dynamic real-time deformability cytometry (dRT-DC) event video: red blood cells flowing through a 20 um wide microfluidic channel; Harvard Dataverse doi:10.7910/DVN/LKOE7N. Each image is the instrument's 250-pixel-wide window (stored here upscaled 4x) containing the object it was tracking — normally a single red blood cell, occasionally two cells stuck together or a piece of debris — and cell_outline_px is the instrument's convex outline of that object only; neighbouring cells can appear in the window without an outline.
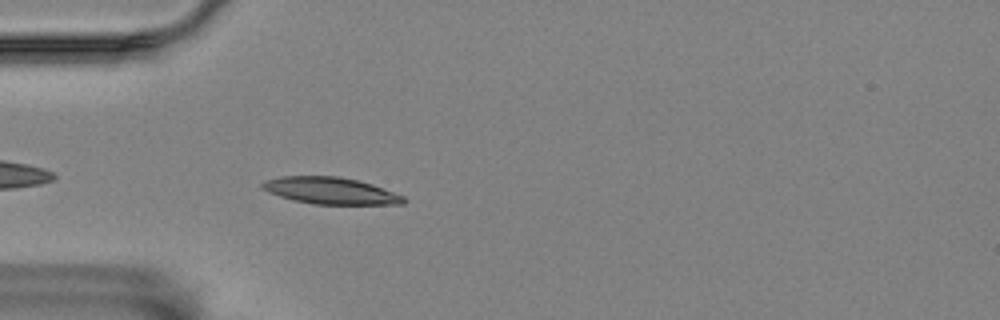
{"species": "Egyptian fruit bat (a non-hibernating species)", "species_latin": "Rousettus aegyptiacus", "temperature_condition": "room temperature", "stored_images_in_passage": 43, "camera_frame_rate_fps": 3000, "um_per_image_px": 0.085, "animal": {"sex": "female"}, "frame": {"image": 1, "passage_image": 3, "time_ms": 0.667, "image_size_px": [1000, 320], "cell_outline_px": [[408, 200], [404, 204], [312, 204], [292, 200], [268, 192], [260, 188], [260, 184], [264, 180], [280, 176], [336, 176], [356, 180], [372, 184], [404, 196]], "centroid_in_image_um": [28.06, 16.21], "position_along_channel_um": 56.9, "area_um2": 22.14}}
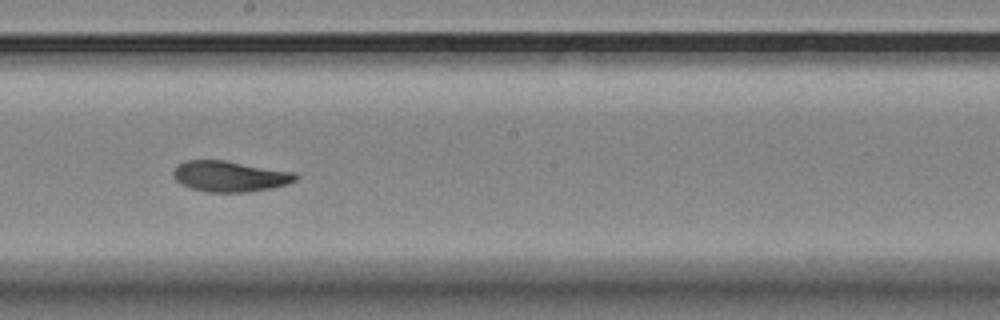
{"frame": {"image": 2, "passage_image": 18, "time_ms": 5.667, "image_size_px": [1000, 320], "cell_outline_px": [[300, 176], [296, 180], [288, 184], [272, 188], [248, 192], [208, 192], [192, 188], [180, 184], [176, 180], [172, 172], [180, 164], [188, 160], [224, 160], [296, 172]], "centroid_in_image_um": [19.59, 14.99], "position_along_channel_um": 228.6, "area_um2": 21.96}}
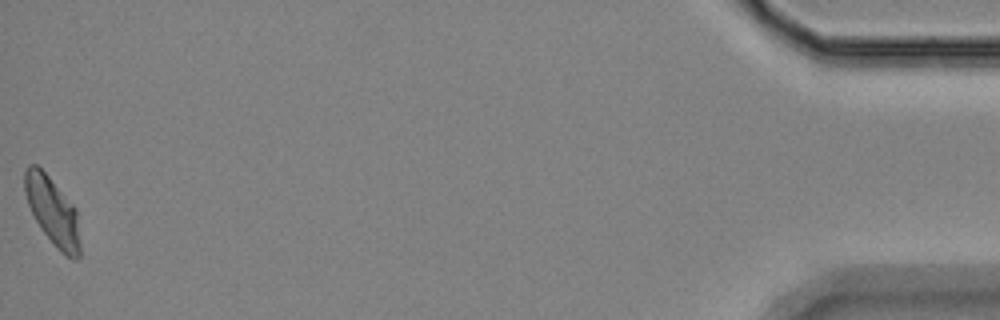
{"frame": {"image": 3, "passage_image": 43, "time_ms": 14.0, "image_size_px": [1000, 320], "cell_outline_px": [[80, 256], [76, 260], [72, 260], [64, 256], [56, 248], [40, 228], [28, 204], [24, 192], [24, 172], [28, 164], [36, 164], [48, 176], [76, 208], [80, 244]], "centroid_in_image_um": [4.47, 17.99], "position_along_channel_um": 430.7, "area_um2": 21.96}, "authors_computed_cell_mechanics": {"area_um2": 21.964, "velocity_mm_per_s": 3.5272, "shape_relaxation_time_tau1_ms": 5.4298, "shape_relaxation_time_tau2_ms": 1.5267, "deformation_change_tau1": 0.1732, "deformation_change_tau2": 0.0719}}